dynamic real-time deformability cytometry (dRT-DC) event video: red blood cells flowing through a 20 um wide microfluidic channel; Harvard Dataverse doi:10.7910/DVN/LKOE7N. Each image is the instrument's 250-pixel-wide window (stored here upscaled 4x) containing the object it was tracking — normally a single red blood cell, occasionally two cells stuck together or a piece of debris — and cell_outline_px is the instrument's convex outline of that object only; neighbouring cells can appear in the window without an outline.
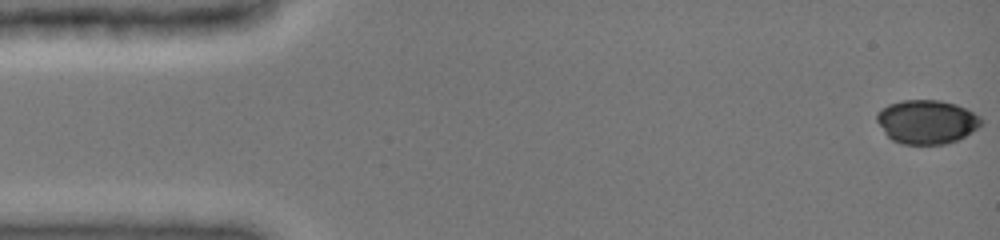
{"species": "common noctule bat (a hibernating species)", "species_latin": "Nyctalus noctula", "temperature_condition": "cold", "stored_images_in_passage": 34, "camera_frame_rate_fps": 3000, "um_per_image_px": 0.085, "animal": {"sex": "female", "body_mass_g": 19.0, "forearm_length_mm": 51.5}, "frame": {"image": 1, "passage_image": 1, "time_ms": 0.0, "image_size_px": [1000, 240], "cell_outline_px": [[984, 124], [972, 132], [956, 140], [944, 144], [900, 144], [892, 140], [884, 132], [876, 120], [876, 112], [880, 108], [888, 104], [900, 100], [940, 100], [956, 104], [980, 116], [984, 120]], "centroid_in_image_um": [78.76, 10.35], "position_along_channel_um": 6.2, "area_um2": 26.93}}
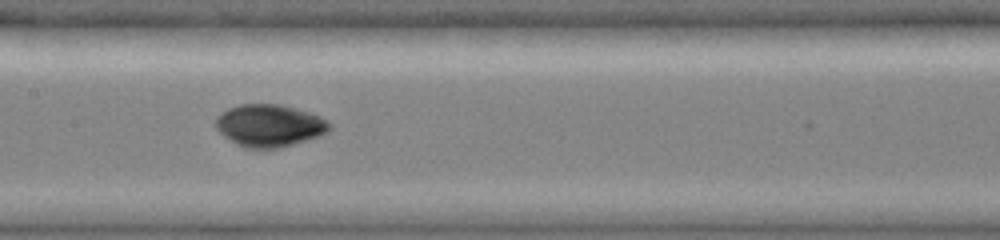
{"frame": {"image": 2, "passage_image": 15, "time_ms": 7.667, "image_size_px": [1000, 240], "cell_outline_px": [[332, 128], [328, 132], [320, 136], [292, 144], [276, 148], [244, 148], [236, 144], [224, 136], [216, 128], [216, 116], [220, 112], [228, 108], [240, 104], [280, 104], [308, 112], [320, 116], [328, 120], [332, 124]], "centroid_in_image_um": [22.91, 10.66], "position_along_channel_um": 184.5, "area_um2": 28.15}}
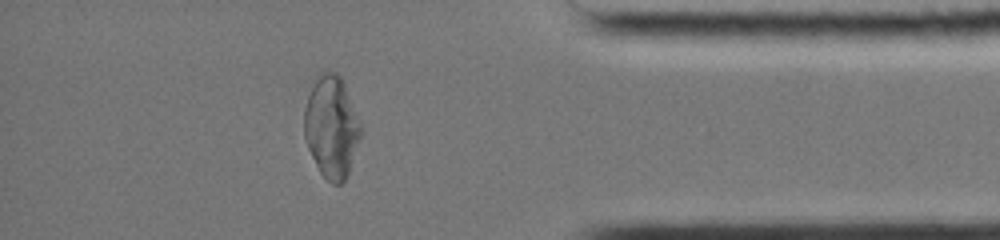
{"frame": {"image": 3, "passage_image": 29, "time_ms": 13.667, "image_size_px": [1000, 240], "cell_outline_px": [[360, 140], [348, 176], [340, 184], [332, 184], [320, 172], [308, 148], [304, 136], [304, 108], [308, 96], [316, 76], [320, 72], [336, 72], [344, 80], [360, 120]], "centroid_in_image_um": [28.19, 10.77], "position_along_channel_um": 407.0, "area_um2": 33.81}, "authors_computed_cell_mechanics": {"area_um2": 28.4954, "velocity_mm_per_s": 3.9687, "shape_relaxation_time_tau1_ms": 7.6136, "shape_relaxation_time_tau2_ms": null, "deformation_change_tau1": 0.1721, "deformation_change_tau2": null}}